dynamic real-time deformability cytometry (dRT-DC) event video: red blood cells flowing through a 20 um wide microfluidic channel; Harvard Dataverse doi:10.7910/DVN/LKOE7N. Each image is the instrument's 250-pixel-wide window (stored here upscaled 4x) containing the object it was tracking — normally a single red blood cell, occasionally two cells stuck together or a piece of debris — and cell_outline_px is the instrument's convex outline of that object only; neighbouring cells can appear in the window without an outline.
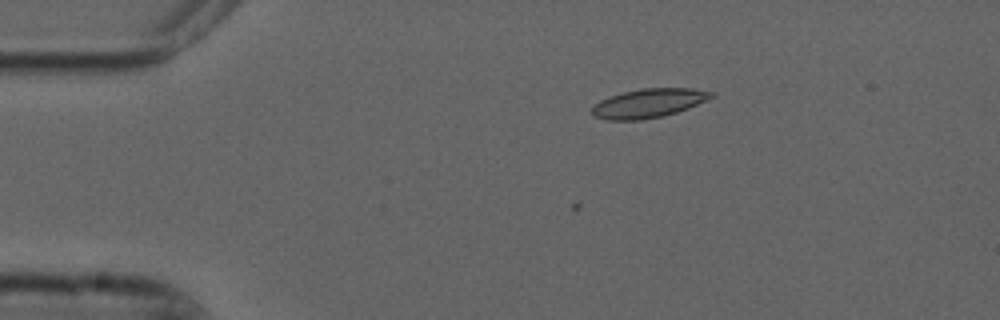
{"species": "common noctule bat (a hibernating species)", "species_latin": "Nyctalus noctula", "temperature_condition": "cold", "stored_images_in_passage": 9, "camera_frame_rate_fps": 3000, "um_per_image_px": 0.085, "animal": {"sex": "male", "forearm_length_mm": 52.5}, "frame": {"image": 1, "passage_image": 4, "time_ms": 1.0, "image_size_px": [1000, 320], "cell_outline_px": [[716, 96], [688, 108], [664, 116], [640, 120], [604, 120], [592, 116], [592, 108], [600, 100], [608, 96], [640, 88], [692, 88], [712, 92]], "centroid_in_image_um": [55.11, 8.77], "position_along_channel_um": 29.9, "area_um2": 20.23}}
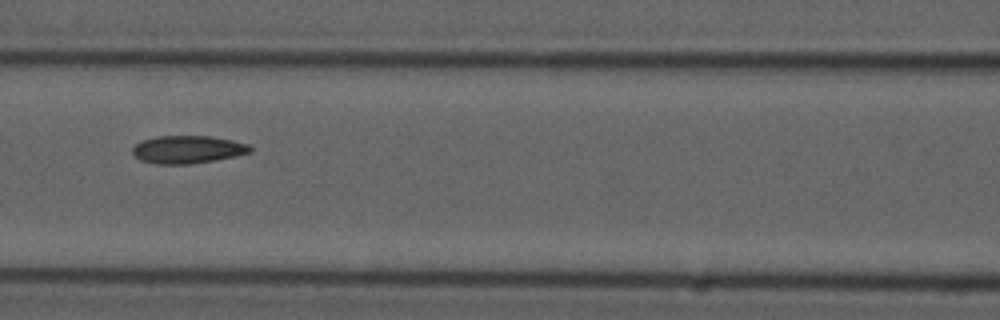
{"frame": {"image": 2, "passage_image": 7, "time_ms": 2.0, "image_size_px": [1000, 320], "cell_outline_px": [[252, 152], [236, 156], [192, 164], [156, 164], [140, 160], [132, 152], [132, 148], [140, 140], [156, 136], [212, 136], [232, 140], [248, 144], [252, 148]], "centroid_in_image_um": [15.95, 12.7], "position_along_channel_um": 150.7, "area_um2": 19.19}}
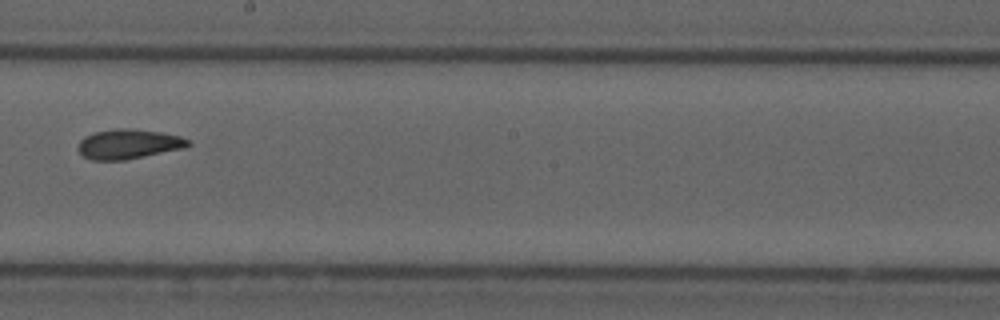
{"frame": {"image": 3, "passage_image": 9, "time_ms": 2.667, "image_size_px": [1000, 320], "cell_outline_px": [[192, 144], [188, 148], [124, 160], [92, 160], [84, 156], [76, 148], [80, 140], [84, 136], [92, 132], [116, 128], [128, 128], [160, 132], [180, 136], [188, 140]], "centroid_in_image_um": [10.93, 12.24], "position_along_channel_um": 237.3, "area_um2": 19.31}}